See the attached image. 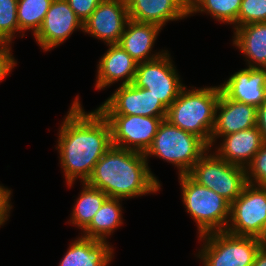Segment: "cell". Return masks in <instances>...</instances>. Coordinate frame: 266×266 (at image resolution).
<instances>
[{
    "label": "cell",
    "instance_id": "obj_1",
    "mask_svg": "<svg viewBox=\"0 0 266 266\" xmlns=\"http://www.w3.org/2000/svg\"><path fill=\"white\" fill-rule=\"evenodd\" d=\"M78 96L72 103L59 130L58 146L61 167L71 187L76 178L87 182L95 164L112 146L111 128L96 109L87 113Z\"/></svg>",
    "mask_w": 266,
    "mask_h": 266
},
{
    "label": "cell",
    "instance_id": "obj_2",
    "mask_svg": "<svg viewBox=\"0 0 266 266\" xmlns=\"http://www.w3.org/2000/svg\"><path fill=\"white\" fill-rule=\"evenodd\" d=\"M147 161L142 152L112 145L95 164L86 183L110 198L128 199L158 192L160 182Z\"/></svg>",
    "mask_w": 266,
    "mask_h": 266
},
{
    "label": "cell",
    "instance_id": "obj_3",
    "mask_svg": "<svg viewBox=\"0 0 266 266\" xmlns=\"http://www.w3.org/2000/svg\"><path fill=\"white\" fill-rule=\"evenodd\" d=\"M220 95V85L193 90L185 86L167 109L166 120L202 138L211 149V133Z\"/></svg>",
    "mask_w": 266,
    "mask_h": 266
},
{
    "label": "cell",
    "instance_id": "obj_4",
    "mask_svg": "<svg viewBox=\"0 0 266 266\" xmlns=\"http://www.w3.org/2000/svg\"><path fill=\"white\" fill-rule=\"evenodd\" d=\"M183 204L198 226L199 236L225 231L231 203L213 190L200 185L188 174L179 175Z\"/></svg>",
    "mask_w": 266,
    "mask_h": 266
},
{
    "label": "cell",
    "instance_id": "obj_5",
    "mask_svg": "<svg viewBox=\"0 0 266 266\" xmlns=\"http://www.w3.org/2000/svg\"><path fill=\"white\" fill-rule=\"evenodd\" d=\"M209 145L197 135L171 125L166 119L160 124L145 157L156 156L177 166L180 174H187L209 150Z\"/></svg>",
    "mask_w": 266,
    "mask_h": 266
},
{
    "label": "cell",
    "instance_id": "obj_6",
    "mask_svg": "<svg viewBox=\"0 0 266 266\" xmlns=\"http://www.w3.org/2000/svg\"><path fill=\"white\" fill-rule=\"evenodd\" d=\"M199 237V240L203 239V247L197 257L204 266H252L260 249L259 238L233 235L227 231L210 232Z\"/></svg>",
    "mask_w": 266,
    "mask_h": 266
},
{
    "label": "cell",
    "instance_id": "obj_7",
    "mask_svg": "<svg viewBox=\"0 0 266 266\" xmlns=\"http://www.w3.org/2000/svg\"><path fill=\"white\" fill-rule=\"evenodd\" d=\"M207 154L206 152L187 174L232 203L248 184L245 167L228 163L215 153Z\"/></svg>",
    "mask_w": 266,
    "mask_h": 266
},
{
    "label": "cell",
    "instance_id": "obj_8",
    "mask_svg": "<svg viewBox=\"0 0 266 266\" xmlns=\"http://www.w3.org/2000/svg\"><path fill=\"white\" fill-rule=\"evenodd\" d=\"M225 231L260 238L266 229V187L247 184L231 203Z\"/></svg>",
    "mask_w": 266,
    "mask_h": 266
},
{
    "label": "cell",
    "instance_id": "obj_9",
    "mask_svg": "<svg viewBox=\"0 0 266 266\" xmlns=\"http://www.w3.org/2000/svg\"><path fill=\"white\" fill-rule=\"evenodd\" d=\"M167 52L156 59L138 63L132 84L149 90L168 109L185 86Z\"/></svg>",
    "mask_w": 266,
    "mask_h": 266
},
{
    "label": "cell",
    "instance_id": "obj_10",
    "mask_svg": "<svg viewBox=\"0 0 266 266\" xmlns=\"http://www.w3.org/2000/svg\"><path fill=\"white\" fill-rule=\"evenodd\" d=\"M111 128L112 145L145 153L166 117L103 115Z\"/></svg>",
    "mask_w": 266,
    "mask_h": 266
},
{
    "label": "cell",
    "instance_id": "obj_11",
    "mask_svg": "<svg viewBox=\"0 0 266 266\" xmlns=\"http://www.w3.org/2000/svg\"><path fill=\"white\" fill-rule=\"evenodd\" d=\"M102 115L166 117L167 108L149 90L133 84L119 88L97 108Z\"/></svg>",
    "mask_w": 266,
    "mask_h": 266
},
{
    "label": "cell",
    "instance_id": "obj_12",
    "mask_svg": "<svg viewBox=\"0 0 266 266\" xmlns=\"http://www.w3.org/2000/svg\"><path fill=\"white\" fill-rule=\"evenodd\" d=\"M128 20L126 0H103L83 23V32L106 44H118Z\"/></svg>",
    "mask_w": 266,
    "mask_h": 266
},
{
    "label": "cell",
    "instance_id": "obj_13",
    "mask_svg": "<svg viewBox=\"0 0 266 266\" xmlns=\"http://www.w3.org/2000/svg\"><path fill=\"white\" fill-rule=\"evenodd\" d=\"M83 31V23L66 0H53L43 23L34 35L45 51L62 44L76 29Z\"/></svg>",
    "mask_w": 266,
    "mask_h": 266
},
{
    "label": "cell",
    "instance_id": "obj_14",
    "mask_svg": "<svg viewBox=\"0 0 266 266\" xmlns=\"http://www.w3.org/2000/svg\"><path fill=\"white\" fill-rule=\"evenodd\" d=\"M256 122L257 107L229 99L221 91L211 133V147L218 137L252 128L256 126Z\"/></svg>",
    "mask_w": 266,
    "mask_h": 266
},
{
    "label": "cell",
    "instance_id": "obj_15",
    "mask_svg": "<svg viewBox=\"0 0 266 266\" xmlns=\"http://www.w3.org/2000/svg\"><path fill=\"white\" fill-rule=\"evenodd\" d=\"M220 88L229 99L259 107L266 100V68L247 67L239 70Z\"/></svg>",
    "mask_w": 266,
    "mask_h": 266
},
{
    "label": "cell",
    "instance_id": "obj_16",
    "mask_svg": "<svg viewBox=\"0 0 266 266\" xmlns=\"http://www.w3.org/2000/svg\"><path fill=\"white\" fill-rule=\"evenodd\" d=\"M129 19L163 27L166 22L189 15L185 0H126Z\"/></svg>",
    "mask_w": 266,
    "mask_h": 266
},
{
    "label": "cell",
    "instance_id": "obj_17",
    "mask_svg": "<svg viewBox=\"0 0 266 266\" xmlns=\"http://www.w3.org/2000/svg\"><path fill=\"white\" fill-rule=\"evenodd\" d=\"M109 49L99 60L96 89H105L122 79L121 85L132 84L137 70L135 61L119 44H108Z\"/></svg>",
    "mask_w": 266,
    "mask_h": 266
},
{
    "label": "cell",
    "instance_id": "obj_18",
    "mask_svg": "<svg viewBox=\"0 0 266 266\" xmlns=\"http://www.w3.org/2000/svg\"><path fill=\"white\" fill-rule=\"evenodd\" d=\"M222 137L223 142L215 154L228 163L245 168L264 143L256 126Z\"/></svg>",
    "mask_w": 266,
    "mask_h": 266
},
{
    "label": "cell",
    "instance_id": "obj_19",
    "mask_svg": "<svg viewBox=\"0 0 266 266\" xmlns=\"http://www.w3.org/2000/svg\"><path fill=\"white\" fill-rule=\"evenodd\" d=\"M161 29L155 24L129 19L118 44L138 63L156 59L165 53L162 51L151 55Z\"/></svg>",
    "mask_w": 266,
    "mask_h": 266
},
{
    "label": "cell",
    "instance_id": "obj_20",
    "mask_svg": "<svg viewBox=\"0 0 266 266\" xmlns=\"http://www.w3.org/2000/svg\"><path fill=\"white\" fill-rule=\"evenodd\" d=\"M112 257L107 241L82 236L71 243L59 266H107Z\"/></svg>",
    "mask_w": 266,
    "mask_h": 266
},
{
    "label": "cell",
    "instance_id": "obj_21",
    "mask_svg": "<svg viewBox=\"0 0 266 266\" xmlns=\"http://www.w3.org/2000/svg\"><path fill=\"white\" fill-rule=\"evenodd\" d=\"M234 31L233 45L248 58V67L266 68V22L242 25Z\"/></svg>",
    "mask_w": 266,
    "mask_h": 266
},
{
    "label": "cell",
    "instance_id": "obj_22",
    "mask_svg": "<svg viewBox=\"0 0 266 266\" xmlns=\"http://www.w3.org/2000/svg\"><path fill=\"white\" fill-rule=\"evenodd\" d=\"M120 200L123 199L108 197L84 229L82 236L107 241V236L123 224Z\"/></svg>",
    "mask_w": 266,
    "mask_h": 266
},
{
    "label": "cell",
    "instance_id": "obj_23",
    "mask_svg": "<svg viewBox=\"0 0 266 266\" xmlns=\"http://www.w3.org/2000/svg\"><path fill=\"white\" fill-rule=\"evenodd\" d=\"M83 190L73 208L70 223L77 225L83 231L92 221L96 212L101 208L108 196L100 189L89 186L86 182L82 183Z\"/></svg>",
    "mask_w": 266,
    "mask_h": 266
},
{
    "label": "cell",
    "instance_id": "obj_24",
    "mask_svg": "<svg viewBox=\"0 0 266 266\" xmlns=\"http://www.w3.org/2000/svg\"><path fill=\"white\" fill-rule=\"evenodd\" d=\"M242 0H194L189 5V15L206 12L222 23L234 24L237 27V17Z\"/></svg>",
    "mask_w": 266,
    "mask_h": 266
},
{
    "label": "cell",
    "instance_id": "obj_25",
    "mask_svg": "<svg viewBox=\"0 0 266 266\" xmlns=\"http://www.w3.org/2000/svg\"><path fill=\"white\" fill-rule=\"evenodd\" d=\"M53 0H18L19 33L28 29L35 35L40 29Z\"/></svg>",
    "mask_w": 266,
    "mask_h": 266
},
{
    "label": "cell",
    "instance_id": "obj_26",
    "mask_svg": "<svg viewBox=\"0 0 266 266\" xmlns=\"http://www.w3.org/2000/svg\"><path fill=\"white\" fill-rule=\"evenodd\" d=\"M18 0H0V46L9 47L15 32H19L17 20Z\"/></svg>",
    "mask_w": 266,
    "mask_h": 266
},
{
    "label": "cell",
    "instance_id": "obj_27",
    "mask_svg": "<svg viewBox=\"0 0 266 266\" xmlns=\"http://www.w3.org/2000/svg\"><path fill=\"white\" fill-rule=\"evenodd\" d=\"M260 22H266V0H242L237 27Z\"/></svg>",
    "mask_w": 266,
    "mask_h": 266
},
{
    "label": "cell",
    "instance_id": "obj_28",
    "mask_svg": "<svg viewBox=\"0 0 266 266\" xmlns=\"http://www.w3.org/2000/svg\"><path fill=\"white\" fill-rule=\"evenodd\" d=\"M245 169L248 184L266 187V142Z\"/></svg>",
    "mask_w": 266,
    "mask_h": 266
},
{
    "label": "cell",
    "instance_id": "obj_29",
    "mask_svg": "<svg viewBox=\"0 0 266 266\" xmlns=\"http://www.w3.org/2000/svg\"><path fill=\"white\" fill-rule=\"evenodd\" d=\"M76 16L84 23L103 0H66Z\"/></svg>",
    "mask_w": 266,
    "mask_h": 266
},
{
    "label": "cell",
    "instance_id": "obj_30",
    "mask_svg": "<svg viewBox=\"0 0 266 266\" xmlns=\"http://www.w3.org/2000/svg\"><path fill=\"white\" fill-rule=\"evenodd\" d=\"M9 47H0V82L11 72L16 61Z\"/></svg>",
    "mask_w": 266,
    "mask_h": 266
},
{
    "label": "cell",
    "instance_id": "obj_31",
    "mask_svg": "<svg viewBox=\"0 0 266 266\" xmlns=\"http://www.w3.org/2000/svg\"><path fill=\"white\" fill-rule=\"evenodd\" d=\"M10 196L11 190L0 185V226L8 220L12 208Z\"/></svg>",
    "mask_w": 266,
    "mask_h": 266
},
{
    "label": "cell",
    "instance_id": "obj_32",
    "mask_svg": "<svg viewBox=\"0 0 266 266\" xmlns=\"http://www.w3.org/2000/svg\"><path fill=\"white\" fill-rule=\"evenodd\" d=\"M256 127L260 131L263 141L266 142V100L257 107Z\"/></svg>",
    "mask_w": 266,
    "mask_h": 266
},
{
    "label": "cell",
    "instance_id": "obj_33",
    "mask_svg": "<svg viewBox=\"0 0 266 266\" xmlns=\"http://www.w3.org/2000/svg\"><path fill=\"white\" fill-rule=\"evenodd\" d=\"M252 266H266V251L261 247L256 253Z\"/></svg>",
    "mask_w": 266,
    "mask_h": 266
},
{
    "label": "cell",
    "instance_id": "obj_34",
    "mask_svg": "<svg viewBox=\"0 0 266 266\" xmlns=\"http://www.w3.org/2000/svg\"><path fill=\"white\" fill-rule=\"evenodd\" d=\"M260 239V247L266 251V229Z\"/></svg>",
    "mask_w": 266,
    "mask_h": 266
},
{
    "label": "cell",
    "instance_id": "obj_35",
    "mask_svg": "<svg viewBox=\"0 0 266 266\" xmlns=\"http://www.w3.org/2000/svg\"><path fill=\"white\" fill-rule=\"evenodd\" d=\"M188 5H190L194 0H185Z\"/></svg>",
    "mask_w": 266,
    "mask_h": 266
}]
</instances>
